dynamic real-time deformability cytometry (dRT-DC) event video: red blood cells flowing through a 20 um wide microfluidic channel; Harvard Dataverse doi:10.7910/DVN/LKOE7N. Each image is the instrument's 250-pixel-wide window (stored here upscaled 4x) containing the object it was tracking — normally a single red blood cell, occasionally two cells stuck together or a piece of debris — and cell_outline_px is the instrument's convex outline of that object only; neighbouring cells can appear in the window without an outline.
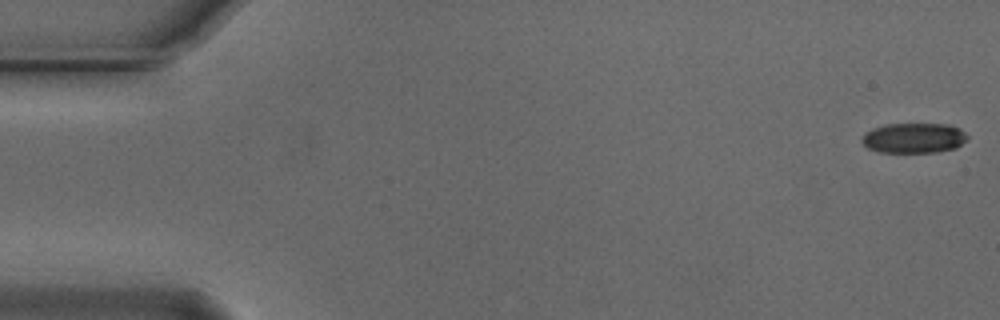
{"species": "Egyptian fruit bat (a non-hibernating species)", "species_latin": "Rousettus aegyptiacus", "temperature_condition": "cold", "stored_images_in_passage": 55, "camera_frame_rate_fps": 3000, "um_per_image_px": 0.085, "animal": {"sex": "male"}, "frame": {"image": 1, "passage_image": 1, "time_ms": 0.0, "image_size_px": [1000, 320], "cell_outline_px": [[968, 140], [956, 148], [936, 152], [880, 152], [868, 148], [860, 140], [872, 128], [888, 124], [948, 124], [960, 128], [968, 136]], "centroid_in_image_um": [77.72, 11.73], "position_along_channel_um": 7.3, "area_um2": 18.5}}
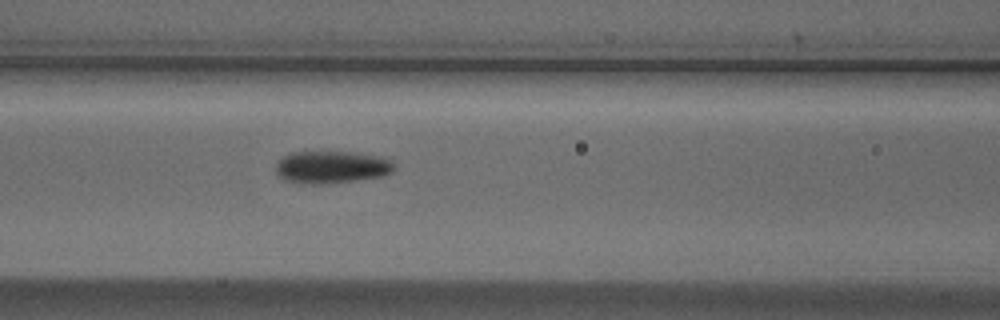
{"frame": {"image": 2, "passage_image": 23, "time_ms": 7.333, "image_size_px": [1000, 320], "cell_outline_px": [[396, 168], [392, 172], [384, 176], [356, 180], [320, 184], [312, 184], [284, 180], [276, 176], [276, 164], [284, 156], [292, 152], [356, 152], [376, 156], [388, 160]], "centroid_in_image_um": [28.16, 14.21], "position_along_channel_um": 138.4, "area_um2": 22.2}}
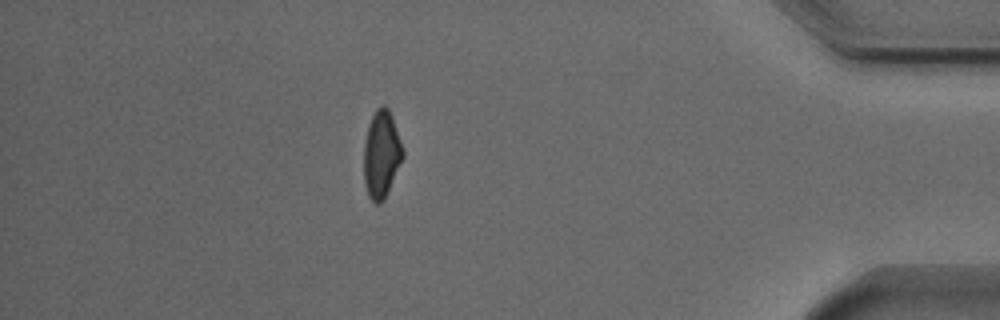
{"frame": {"image": 3, "passage_image": 48, "time_ms": 15.667, "image_size_px": [1000, 320], "cell_outline_px": [[404, 156], [384, 200], [380, 204], [376, 204], [368, 196], [364, 184], [364, 144], [368, 124], [376, 108], [380, 104], [384, 104], [388, 108], [392, 116], [404, 152]], "centroid_in_image_um": [32.41, 13.11], "position_along_channel_um": 402.8, "area_um2": 19.94}, "authors_computed_cell_mechanics": {"area_um2": 20.5768, "velocity_mm_per_s": 3.7342, "shape_relaxation_time_tau1_ms": 4.209, "shape_relaxation_time_tau2_ms": 4.4548, "deformation_change_tau1": 0.1323, "deformation_change_tau2": 0.0863}}